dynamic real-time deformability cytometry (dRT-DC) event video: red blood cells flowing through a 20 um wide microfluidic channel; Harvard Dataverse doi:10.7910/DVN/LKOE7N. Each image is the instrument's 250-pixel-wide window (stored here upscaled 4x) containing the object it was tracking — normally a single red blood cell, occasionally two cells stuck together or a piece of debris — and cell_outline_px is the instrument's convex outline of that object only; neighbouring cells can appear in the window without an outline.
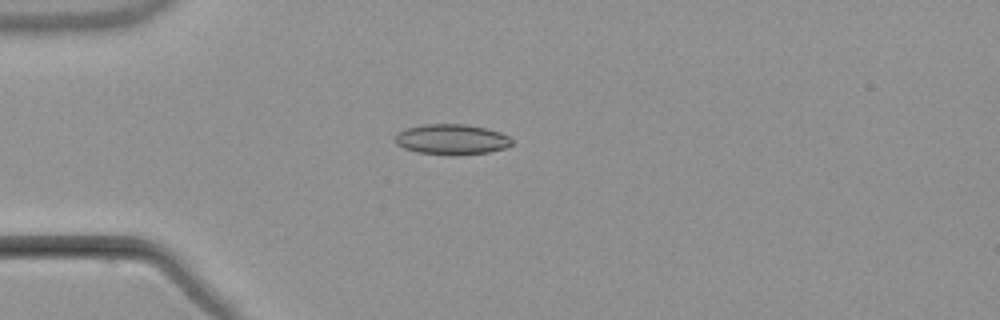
{"species": "common noctule bat (a hibernating species)", "species_latin": "Nyctalus noctula", "temperature_condition": "warm", "stored_images_in_passage": 6, "camera_frame_rate_fps": 3000, "um_per_image_px": 0.085, "animal": {"sex": "male", "body_mass_g": 21.5, "forearm_length_mm": 52.0}, "frame": {"image": 1, "passage_image": 5, "time_ms": 4.667, "image_size_px": [1000, 320], "cell_outline_px": [[512, 144], [508, 148], [488, 152], [420, 152], [404, 148], [396, 144], [396, 136], [404, 128], [424, 124], [464, 124], [484, 128], [500, 132], [508, 136], [512, 140]], "centroid_in_image_um": [38.41, 11.79], "position_along_channel_um": 46.6, "area_um2": 19.71}}
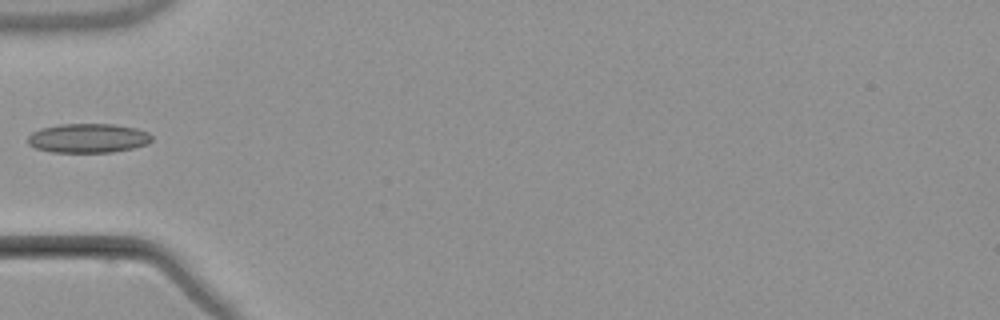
{"frame": {"image": 2, "passage_image": 6, "time_ms": 6.0, "image_size_px": [1000, 320], "cell_outline_px": [[152, 140], [148, 144], [132, 148], [112, 152], [52, 152], [36, 148], [28, 144], [28, 136], [32, 132], [40, 128], [60, 124], [116, 124], [136, 128], [148, 132], [152, 136]], "centroid_in_image_um": [7.49, 11.74], "position_along_channel_um": 77.5, "area_um2": 21.21}}